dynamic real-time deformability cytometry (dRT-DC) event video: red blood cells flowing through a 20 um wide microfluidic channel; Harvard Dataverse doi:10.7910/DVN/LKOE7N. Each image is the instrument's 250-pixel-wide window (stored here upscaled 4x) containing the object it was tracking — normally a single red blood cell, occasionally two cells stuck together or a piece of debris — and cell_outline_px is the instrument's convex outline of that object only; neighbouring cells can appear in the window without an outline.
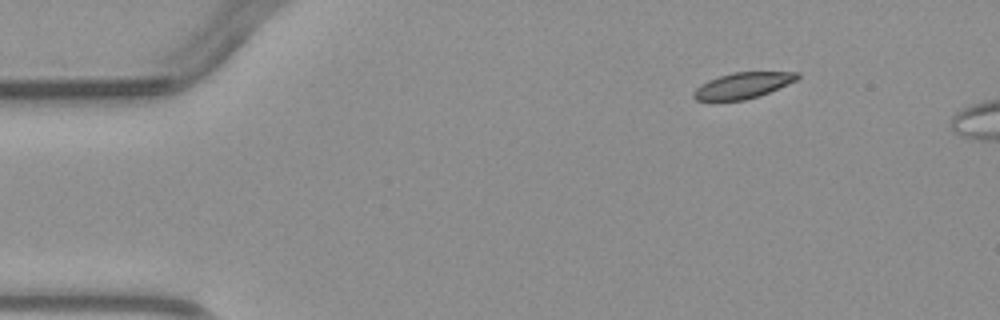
{"species": "common noctule bat (a hibernating species)", "species_latin": "Nyctalus noctula", "temperature_condition": "warm", "stored_images_in_passage": 3, "camera_frame_rate_fps": 3000, "um_per_image_px": 0.085, "animal": {"sex": "male", "body_mass_g": 23.1, "forearm_length_mm": 52.7}, "frame": {"image": 1, "passage_image": 3, "time_ms": 2.333, "image_size_px": [1000, 320], "cell_outline_px": [[800, 76], [796, 80], [760, 96], [744, 100], [696, 100], [692, 96], [692, 92], [700, 84], [708, 80], [732, 72], [800, 72]], "centroid_in_image_um": [63.12, 7.26], "position_along_channel_um": 21.9, "area_um2": 15.61}}